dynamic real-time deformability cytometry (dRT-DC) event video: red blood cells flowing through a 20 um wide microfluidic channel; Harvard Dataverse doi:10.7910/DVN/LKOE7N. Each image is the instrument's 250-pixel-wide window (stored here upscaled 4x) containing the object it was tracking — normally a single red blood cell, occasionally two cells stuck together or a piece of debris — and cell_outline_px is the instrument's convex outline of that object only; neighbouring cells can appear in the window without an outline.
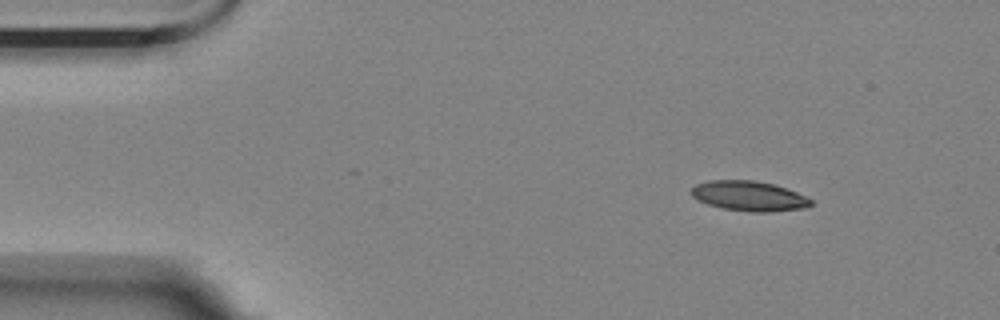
{"species": "Egyptian fruit bat (a non-hibernating species)", "species_latin": "Rousettus aegyptiacus", "temperature_condition": "room temperature", "stored_images_in_passage": 3, "camera_frame_rate_fps": 3000, "um_per_image_px": 0.085, "animal": {"sex": "female"}, "frame": {"image": 1, "passage_image": 1, "time_ms": 0.0, "image_size_px": [1000, 320], "cell_outline_px": [[812, 204], [804, 208], [768, 212], [752, 212], [724, 208], [708, 204], [692, 196], [692, 188], [696, 184], [708, 180], [752, 180], [772, 184], [796, 192], [812, 200]], "centroid_in_image_um": [63.66, 16.66], "position_along_channel_um": 21.3, "area_um2": 20.52}}